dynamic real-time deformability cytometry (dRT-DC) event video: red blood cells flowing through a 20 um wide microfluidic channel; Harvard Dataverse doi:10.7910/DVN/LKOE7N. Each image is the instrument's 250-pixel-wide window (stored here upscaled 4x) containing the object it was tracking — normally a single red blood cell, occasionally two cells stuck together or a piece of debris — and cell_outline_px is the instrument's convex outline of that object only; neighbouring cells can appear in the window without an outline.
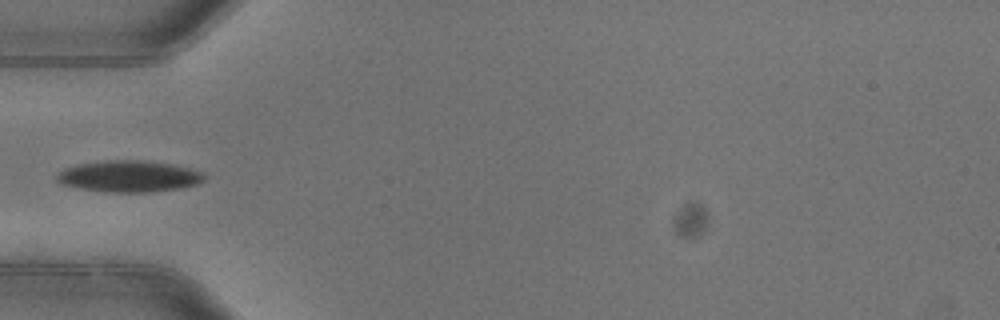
{"species": "common noctule bat (a hibernating species)", "species_latin": "Nyctalus noctula", "temperature_condition": "warm", "stored_images_in_passage": 6, "camera_frame_rate_fps": 3000, "um_per_image_px": 0.085, "animal": {"sex": "female"}, "frame": {"image": 1, "passage_image": 5, "time_ms": 1.333, "image_size_px": [1000, 320], "cell_outline_px": [[204, 180], [196, 184], [180, 188], [152, 192], [104, 192], [80, 188], [64, 184], [56, 180], [56, 176], [64, 168], [80, 164], [108, 160], [136, 160], [172, 164], [188, 168], [200, 172], [204, 176]], "centroid_in_image_um": [10.95, 14.99], "position_along_channel_um": 74.1, "area_um2": 26.65}}